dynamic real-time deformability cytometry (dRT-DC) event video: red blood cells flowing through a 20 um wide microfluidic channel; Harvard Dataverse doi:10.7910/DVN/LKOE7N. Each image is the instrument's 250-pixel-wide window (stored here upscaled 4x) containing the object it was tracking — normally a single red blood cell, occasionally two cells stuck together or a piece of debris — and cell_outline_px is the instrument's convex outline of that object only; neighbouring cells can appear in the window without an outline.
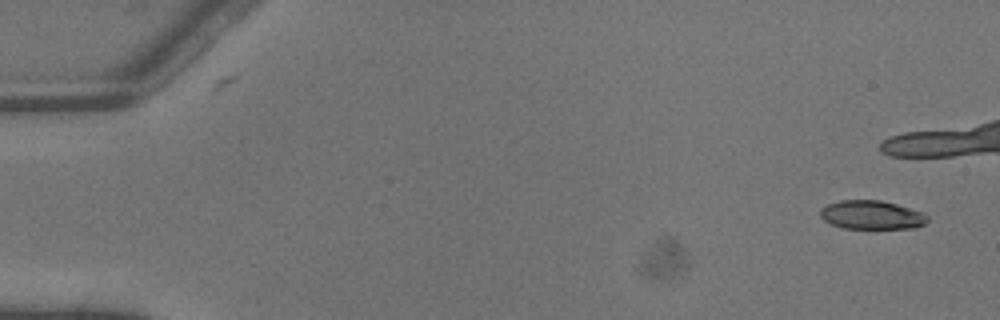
{"species": "common noctule bat (a hibernating species)", "species_latin": "Nyctalus noctula", "temperature_condition": "warm", "stored_images_in_passage": 7, "camera_frame_rate_fps": 3000, "um_per_image_px": 0.085, "animal": {"sex": "male", "body_mass_g": 13.3}, "frame": {"image": 1, "passage_image": 1, "time_ms": 0.0, "image_size_px": [1000, 320], "cell_outline_px": [[928, 220], [924, 224], [916, 228], [844, 228], [832, 224], [824, 220], [820, 216], [820, 208], [828, 204], [840, 200], [880, 200], [896, 204], [924, 212], [928, 216]], "centroid_in_image_um": [74.11, 18.26], "position_along_channel_um": 10.9, "area_um2": 17.98}}
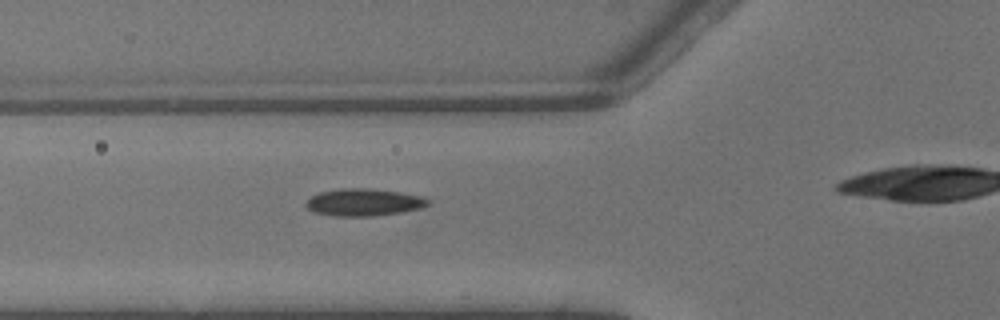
{"frame": {"image": 2, "passage_image": 6, "time_ms": 1.667, "image_size_px": [1000, 320], "cell_outline_px": [[432, 204], [420, 208], [400, 212], [372, 216], [332, 216], [312, 212], [304, 204], [312, 196], [320, 192], [340, 188], [372, 188], [400, 192], [424, 196], [432, 200]], "centroid_in_image_um": [30.96, 17.19], "position_along_channel_um": 94.8, "area_um2": 19.65}}